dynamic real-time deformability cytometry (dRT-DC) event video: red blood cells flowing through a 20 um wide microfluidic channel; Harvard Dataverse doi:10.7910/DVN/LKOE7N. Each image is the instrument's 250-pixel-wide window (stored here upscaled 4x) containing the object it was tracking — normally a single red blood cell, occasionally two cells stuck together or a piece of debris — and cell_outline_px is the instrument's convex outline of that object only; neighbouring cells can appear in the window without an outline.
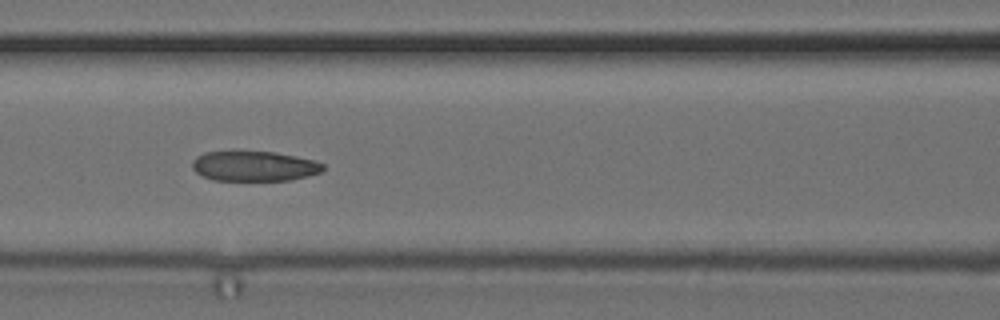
{"species": "common noctule bat (a hibernating species)", "species_latin": "Nyctalus noctula", "temperature_condition": "cold", "stored_images_in_passage": 9, "camera_frame_rate_fps": 3000, "um_per_image_px": 0.085, "animal": {"sex": "female", "body_mass_g": 24.6, "forearm_length_mm": 56.2}, "frame": {"image": 1, "passage_image": 6, "time_ms": 1.667, "image_size_px": [1000, 320], "cell_outline_px": [[324, 168], [320, 172], [308, 176], [292, 180], [212, 180], [196, 172], [192, 168], [192, 160], [196, 156], [204, 152], [272, 152], [296, 156], [316, 160], [324, 164]], "centroid_in_image_um": [21.62, 14.12], "position_along_channel_um": 145.0, "area_um2": 22.83}}
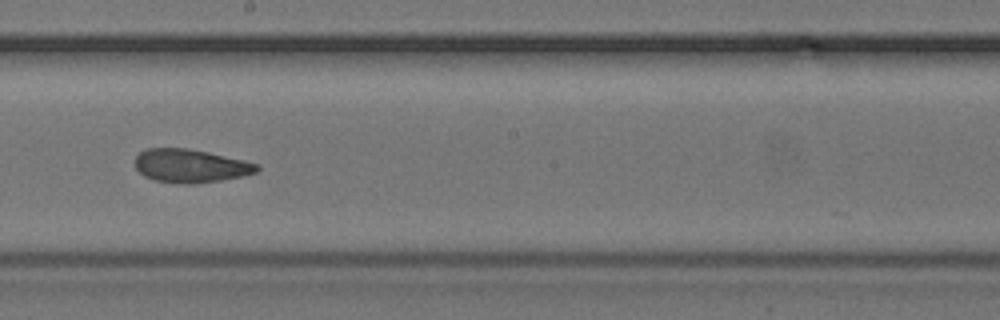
{"frame": {"image": 2, "passage_image": 8, "time_ms": 2.333, "image_size_px": [1000, 320], "cell_outline_px": [[260, 168], [256, 172], [240, 176], [220, 180], [192, 184], [176, 184], [156, 180], [144, 176], [136, 168], [136, 156], [144, 148], [188, 148], [208, 152], [244, 160], [260, 164]], "centroid_in_image_um": [16.18, 14.09], "position_along_channel_um": 232.0, "area_um2": 23.7}}
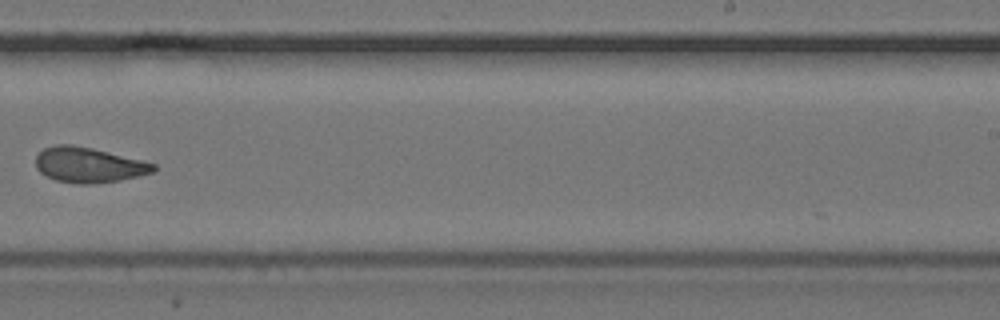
{"frame": {"image": 3, "passage_image": 9, "time_ms": 2.667, "image_size_px": [1000, 320], "cell_outline_px": [[156, 168], [152, 172], [140, 176], [120, 180], [92, 184], [76, 184], [56, 180], [40, 172], [36, 168], [36, 156], [44, 148], [56, 144], [72, 144], [92, 148], [144, 160], [156, 164]], "centroid_in_image_um": [7.55, 14.02], "position_along_channel_um": 281.4, "area_um2": 24.28}}